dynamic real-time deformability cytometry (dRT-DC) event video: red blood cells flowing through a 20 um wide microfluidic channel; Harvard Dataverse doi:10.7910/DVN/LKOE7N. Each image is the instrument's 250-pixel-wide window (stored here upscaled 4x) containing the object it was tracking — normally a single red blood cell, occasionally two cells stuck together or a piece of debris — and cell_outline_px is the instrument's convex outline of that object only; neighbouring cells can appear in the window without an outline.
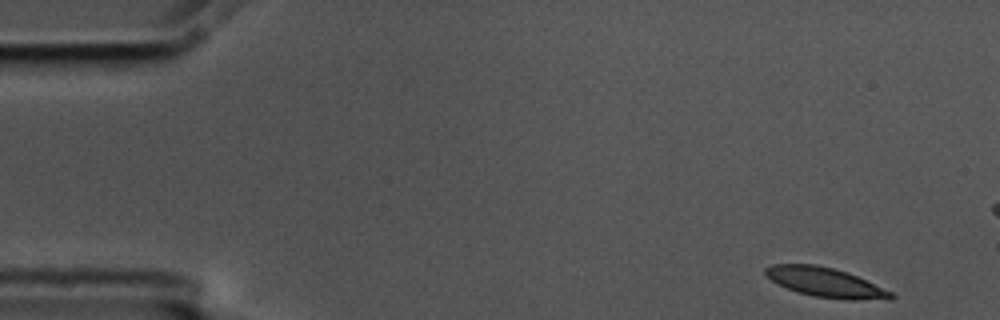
{"species": "common noctule bat (a hibernating species)", "species_latin": "Nyctalus noctula", "temperature_condition": "cold", "stored_images_in_passage": 14, "camera_frame_rate_fps": 3000, "um_per_image_px": 0.085, "animal": {"sex": "male", "body_mass_g": 17.5, "forearm_length_mm": 52.3}, "frame": {"image": 1, "passage_image": 1, "time_ms": 0.0, "image_size_px": [1000, 320], "cell_outline_px": [[896, 296], [892, 300], [852, 300], [812, 296], [788, 288], [764, 276], [764, 268], [772, 264], [816, 264], [848, 272], [892, 292]], "centroid_in_image_um": [70.19, 24.0], "position_along_channel_um": 14.8, "area_um2": 21.56}}